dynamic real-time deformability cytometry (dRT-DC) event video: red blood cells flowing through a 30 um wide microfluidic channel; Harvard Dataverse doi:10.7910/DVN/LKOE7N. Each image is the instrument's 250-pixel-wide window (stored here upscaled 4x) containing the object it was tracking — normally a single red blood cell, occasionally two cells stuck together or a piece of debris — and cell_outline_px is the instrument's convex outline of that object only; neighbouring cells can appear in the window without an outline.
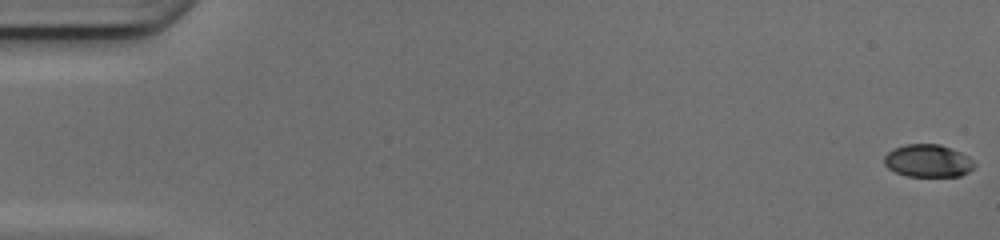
{"species": "common noctule bat (a hibernating species)", "species_latin": "Nyctalus noctula", "temperature_condition": "cold", "stored_images_in_passage": 45, "camera_frame_rate_fps": 3000, "um_per_image_px": 0.085, "animal": {"sex": "female", "body_mass_g": 17.0, "forearm_length_mm": 48.0}, "frame": {"image": 1, "passage_image": 1, "time_ms": 0.0, "image_size_px": [1000, 240], "cell_outline_px": [[976, 164], [968, 172], [960, 176], [908, 176], [896, 172], [888, 168], [884, 164], [884, 156], [892, 148], [904, 144], [940, 144], [960, 152], [968, 156]], "centroid_in_image_um": [78.86, 13.66], "position_along_channel_um": 6.1, "area_um2": 17.17}}
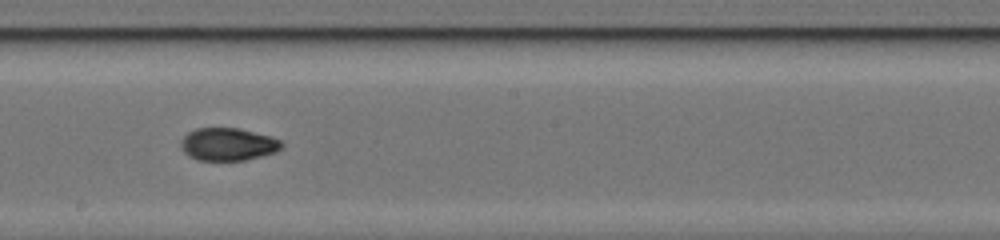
{"frame": {"image": 2, "passage_image": 29, "time_ms": 9.333, "image_size_px": [1000, 240], "cell_outline_px": [[284, 144], [276, 152], [244, 160], [196, 160], [188, 156], [180, 148], [180, 140], [188, 132], [196, 128], [236, 128], [272, 136], [280, 140]], "centroid_in_image_um": [19.35, 12.26], "position_along_channel_um": 228.9, "area_um2": 19.25}}
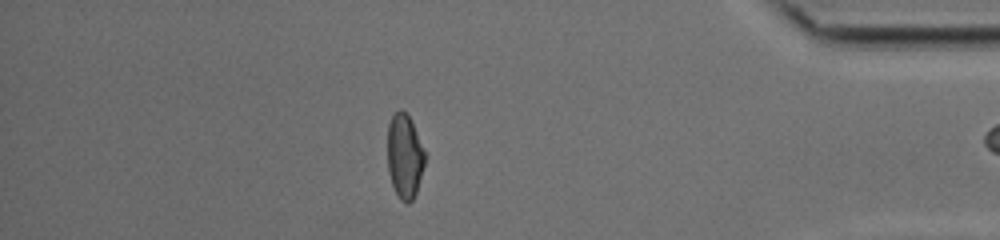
{"frame": {"image": 3, "passage_image": 44, "time_ms": 14.333, "image_size_px": [1000, 240], "cell_outline_px": [[424, 164], [416, 192], [412, 200], [408, 204], [400, 200], [392, 184], [388, 172], [388, 124], [392, 116], [400, 108], [408, 116], [412, 124], [424, 152]], "centroid_in_image_um": [34.36, 13.3], "position_along_channel_um": 400.8, "area_um2": 17.86}}